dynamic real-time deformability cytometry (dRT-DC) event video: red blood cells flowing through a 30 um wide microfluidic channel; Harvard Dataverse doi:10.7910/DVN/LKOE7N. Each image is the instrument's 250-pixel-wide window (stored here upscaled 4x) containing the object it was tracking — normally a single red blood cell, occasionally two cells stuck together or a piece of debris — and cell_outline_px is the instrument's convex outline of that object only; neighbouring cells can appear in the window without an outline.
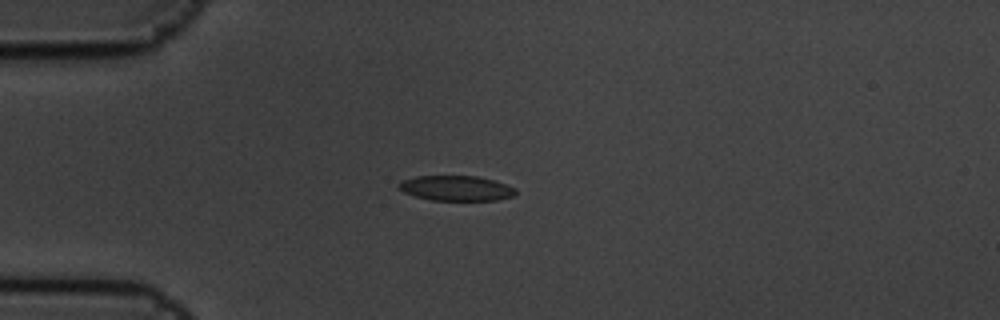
{"species": "common noctule bat (a hibernating species)", "species_latin": "Nyctalus noctula", "temperature_condition": "cold", "stored_images_in_passage": 6, "camera_frame_rate_fps": 3000, "um_per_image_px": 0.085, "animal": {"sex": "male", "body_mass_g": 19.5, "forearm_length_mm": 54.6}, "frame": {"image": 1, "passage_image": 3, "time_ms": 0.667, "image_size_px": [1000, 320], "cell_outline_px": [[516, 196], [496, 200], [432, 200], [416, 196], [404, 192], [396, 188], [396, 184], [404, 180], [416, 176], [476, 176], [496, 180], [516, 188]], "centroid_in_image_um": [38.8, 15.99], "position_along_channel_um": 46.2, "area_um2": 17.22}}
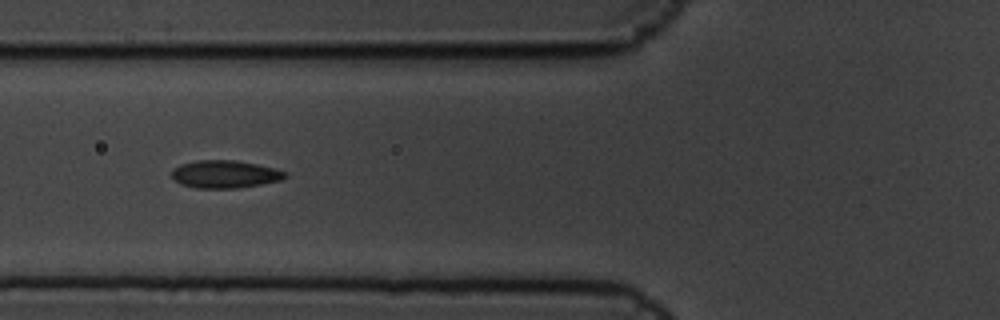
{"frame": {"image": 2, "passage_image": 5, "time_ms": 1.333, "image_size_px": [1000, 320], "cell_outline_px": [[288, 176], [280, 180], [260, 184], [236, 188], [196, 188], [180, 184], [172, 176], [172, 172], [180, 164], [196, 160], [236, 160], [276, 168], [288, 172]], "centroid_in_image_um": [19.15, 14.8], "position_along_channel_um": 106.7, "area_um2": 18.26}}
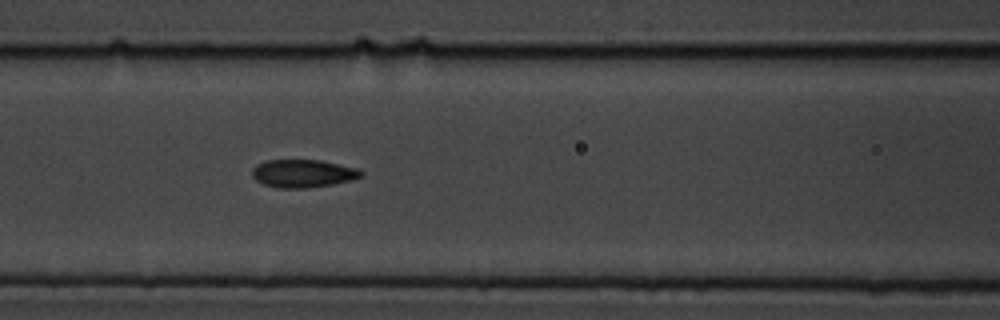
{"frame": {"image": 3, "passage_image": 6, "time_ms": 1.667, "image_size_px": [1000, 320], "cell_outline_px": [[364, 176], [352, 180], [332, 184], [308, 188], [276, 188], [264, 184], [256, 180], [252, 176], [252, 168], [256, 164], [268, 160], [320, 160], [356, 168], [364, 172]], "centroid_in_image_um": [25.75, 14.75], "position_along_channel_um": 140.9, "area_um2": 17.8}}